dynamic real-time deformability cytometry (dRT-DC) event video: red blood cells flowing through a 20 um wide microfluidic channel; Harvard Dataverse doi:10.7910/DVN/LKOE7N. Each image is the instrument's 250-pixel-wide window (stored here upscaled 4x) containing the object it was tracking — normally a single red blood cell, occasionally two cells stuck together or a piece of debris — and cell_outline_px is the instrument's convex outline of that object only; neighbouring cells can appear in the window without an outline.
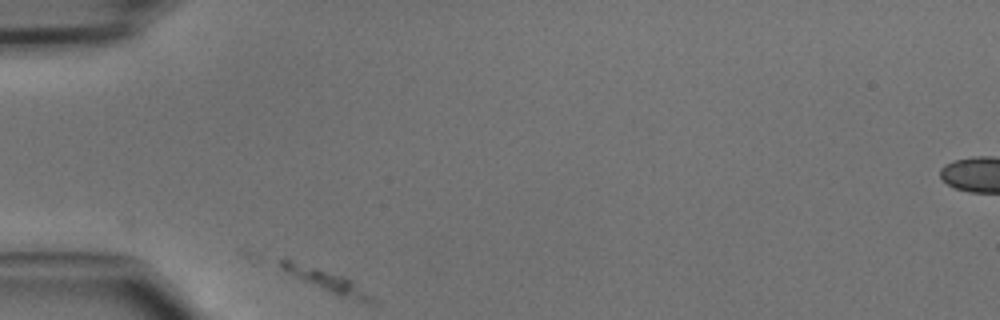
{"species": "common noctule bat (a hibernating species)", "species_latin": "Nyctalus noctula", "temperature_condition": "cold", "stored_images_in_passage": 2, "camera_frame_rate_fps": 3000, "um_per_image_px": 0.085, "animal": {"sex": "male", "body_mass_g": 15.6}, "frame": {"image": 1, "passage_image": 2, "time_ms": 0.333, "image_size_px": [1000, 320], "cell_outline_px": [[376, 304], [372, 304], [340, 296], [296, 276], [280, 268], [280, 260], [292, 260], [344, 276], [352, 280], [372, 296], [376, 300]], "centroid_in_image_um": [27.88, 23.88], "position_along_channel_um": 57.1, "area_um2": 10.98}}